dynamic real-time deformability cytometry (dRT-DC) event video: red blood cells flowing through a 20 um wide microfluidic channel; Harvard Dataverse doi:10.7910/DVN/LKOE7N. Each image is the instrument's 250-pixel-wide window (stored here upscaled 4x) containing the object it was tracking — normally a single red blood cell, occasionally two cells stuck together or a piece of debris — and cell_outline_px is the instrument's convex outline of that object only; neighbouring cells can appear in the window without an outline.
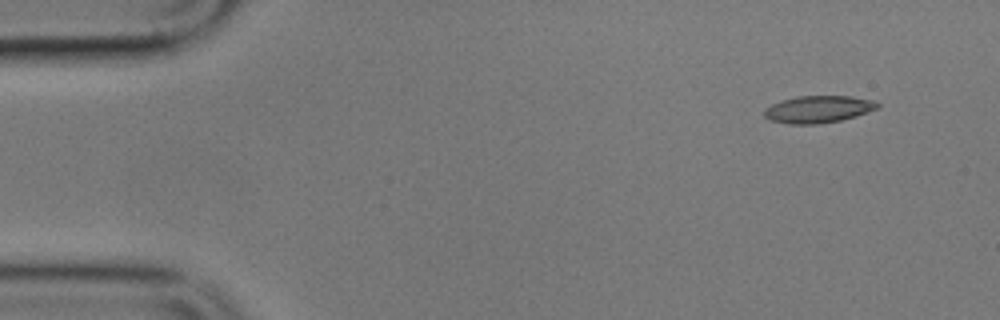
{"species": "common noctule bat (a hibernating species)", "species_latin": "Nyctalus noctula", "temperature_condition": "cold", "stored_images_in_passage": 7, "camera_frame_rate_fps": 3000, "um_per_image_px": 0.085, "animal": {"sex": "male", "body_mass_g": 17.9}, "frame": {"image": 1, "passage_image": 1, "time_ms": 0.0, "image_size_px": [1000, 320], "cell_outline_px": [[880, 108], [856, 116], [840, 120], [816, 124], [788, 124], [768, 120], [764, 116], [764, 108], [772, 104], [796, 96], [852, 96], [872, 100], [880, 104]], "centroid_in_image_um": [69.55, 9.29], "position_along_channel_um": 15.5, "area_um2": 17.98}}
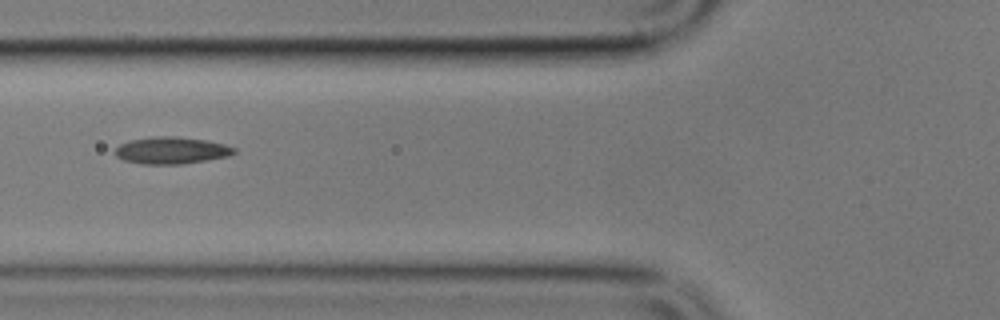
{"frame": {"image": 2, "passage_image": 6, "time_ms": 5.667, "image_size_px": [1000, 320], "cell_outline_px": [[236, 152], [228, 156], [180, 164], [144, 164], [124, 160], [116, 156], [112, 152], [120, 144], [128, 140], [152, 136], [176, 136], [208, 140], [224, 144], [236, 148]], "centroid_in_image_um": [14.54, 12.77], "position_along_channel_um": 111.3, "area_um2": 18.79}}
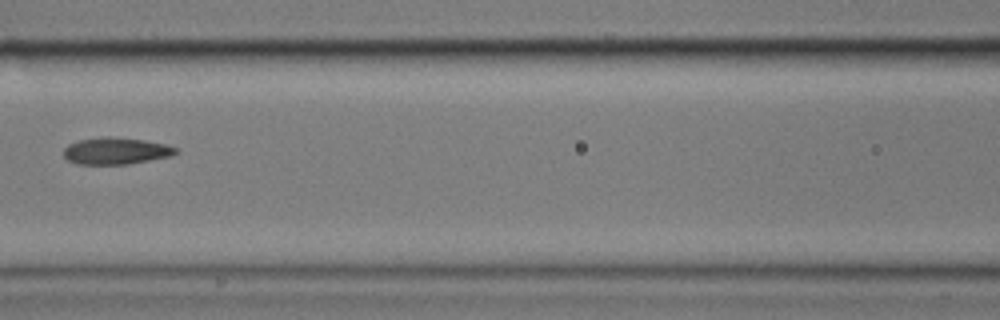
{"frame": {"image": 3, "passage_image": 7, "time_ms": 7.0, "image_size_px": [1000, 320], "cell_outline_px": [[180, 152], [172, 156], [128, 164], [76, 164], [68, 160], [64, 156], [64, 148], [68, 144], [80, 140], [108, 136], [144, 140], [164, 144], [180, 148]], "centroid_in_image_um": [9.9, 12.83], "position_along_channel_um": 156.7, "area_um2": 17.57}}